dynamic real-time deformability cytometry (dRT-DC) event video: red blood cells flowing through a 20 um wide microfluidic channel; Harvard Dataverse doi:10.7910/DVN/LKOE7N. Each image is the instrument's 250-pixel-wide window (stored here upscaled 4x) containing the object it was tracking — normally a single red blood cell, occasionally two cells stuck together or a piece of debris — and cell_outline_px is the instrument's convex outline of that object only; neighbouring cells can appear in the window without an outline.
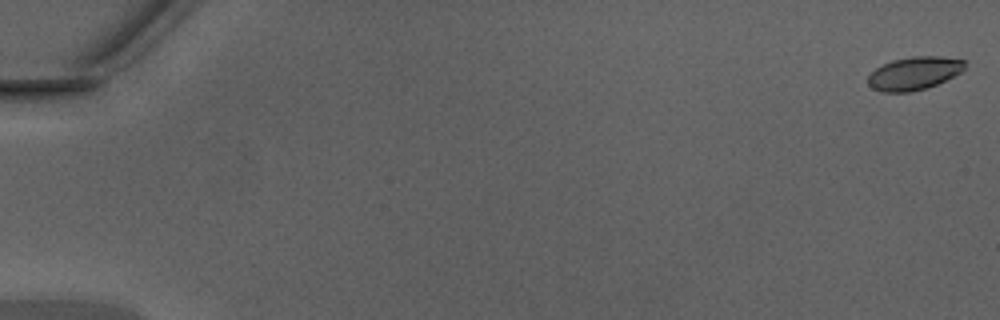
{"species": "Egyptian fruit bat (a non-hibernating species)", "species_latin": "Rousettus aegyptiacus", "temperature_condition": "warm", "stored_images_in_passage": 9, "camera_frame_rate_fps": 3000, "um_per_image_px": 0.085, "animal": {"sex": "male"}, "frame": {"image": 1, "passage_image": 1, "time_ms": 0.0, "image_size_px": [1000, 320], "cell_outline_px": [[964, 68], [960, 72], [936, 84], [912, 92], [880, 92], [872, 88], [868, 84], [868, 76], [876, 68], [892, 60], [912, 56], [940, 56], [964, 60]], "centroid_in_image_um": [77.66, 6.23], "position_along_channel_um": 7.3, "area_um2": 18.44}}